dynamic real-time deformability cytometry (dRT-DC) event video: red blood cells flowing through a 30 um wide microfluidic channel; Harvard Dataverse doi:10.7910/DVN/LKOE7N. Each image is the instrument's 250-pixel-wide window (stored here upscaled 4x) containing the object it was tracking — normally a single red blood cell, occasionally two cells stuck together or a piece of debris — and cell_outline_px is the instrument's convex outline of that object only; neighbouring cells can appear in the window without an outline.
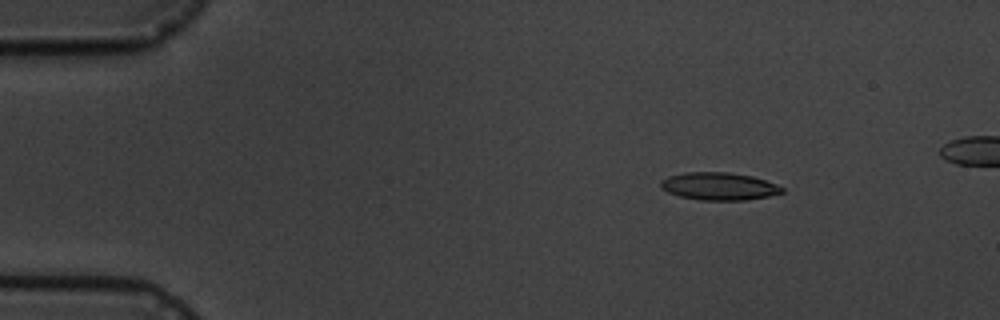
{"species": "common noctule bat (a hibernating species)", "species_latin": "Nyctalus noctula", "temperature_condition": "cold", "stored_images_in_passage": 9, "camera_frame_rate_fps": 3000, "um_per_image_px": 0.085, "animal": {"sex": "male", "body_mass_g": 19.5, "forearm_length_mm": 54.6}, "frame": {"image": 1, "passage_image": 3, "time_ms": 2.0, "image_size_px": [1000, 320], "cell_outline_px": [[784, 192], [768, 196], [744, 200], [700, 200], [680, 196], [668, 192], [660, 188], [660, 180], [668, 176], [684, 172], [728, 172], [752, 176], [776, 184], [784, 188]], "centroid_in_image_um": [61.08, 15.83], "position_along_channel_um": 23.9, "area_um2": 19.54}}
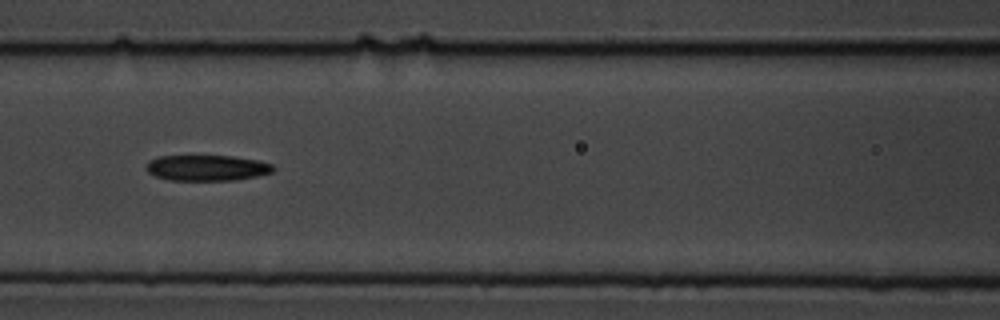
{"frame": {"image": 2, "passage_image": 7, "time_ms": 7.667, "image_size_px": [1000, 320], "cell_outline_px": [[276, 168], [272, 172], [256, 176], [236, 180], [168, 180], [156, 176], [148, 172], [144, 168], [148, 160], [160, 156], [232, 156], [260, 160], [272, 164]], "centroid_in_image_um": [17.58, 14.26], "position_along_channel_um": 149.0, "area_um2": 19.19}}
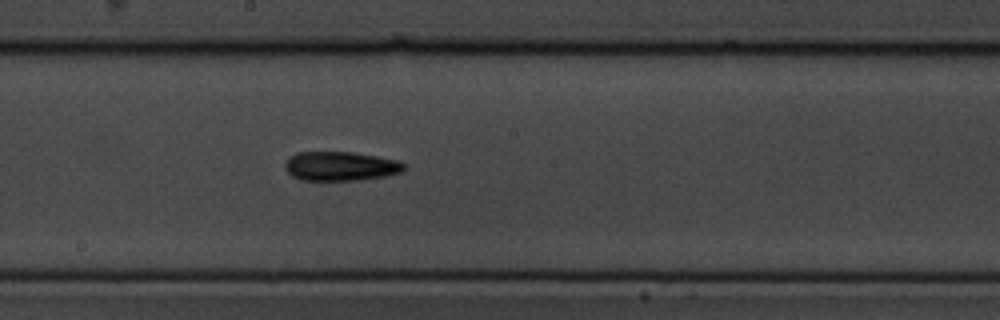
{"frame": {"image": 3, "passage_image": 9, "time_ms": 9.667, "image_size_px": [1000, 320], "cell_outline_px": [[404, 168], [400, 172], [384, 176], [356, 180], [300, 180], [292, 176], [284, 168], [284, 164], [288, 156], [296, 152], [352, 152], [400, 160], [404, 164]], "centroid_in_image_um": [28.89, 14.11], "position_along_channel_um": 219.3, "area_um2": 20.29}}